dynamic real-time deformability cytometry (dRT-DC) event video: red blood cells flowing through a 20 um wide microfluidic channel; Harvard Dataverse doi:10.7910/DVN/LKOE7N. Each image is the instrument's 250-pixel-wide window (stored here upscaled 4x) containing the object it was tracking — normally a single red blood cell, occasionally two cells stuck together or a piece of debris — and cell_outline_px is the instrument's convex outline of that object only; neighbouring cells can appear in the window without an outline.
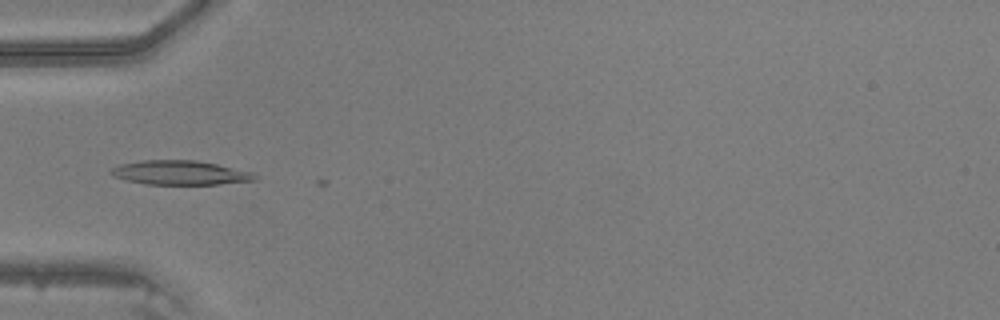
{"species": "common noctule bat (a hibernating species)", "species_latin": "Nyctalus noctula", "temperature_condition": "warm", "stored_images_in_passage": 8, "camera_frame_rate_fps": 3000, "um_per_image_px": 0.085, "animal": {"sex": "male", "body_mass_g": 20.5, "forearm_length_mm": 52.5}, "frame": {"image": 1, "passage_image": 7, "time_ms": 2.0, "image_size_px": [1000, 320], "cell_outline_px": [[256, 180], [220, 184], [144, 184], [112, 176], [108, 172], [112, 168], [120, 164], [140, 160], [196, 160], [216, 164], [252, 172], [256, 176]], "centroid_in_image_um": [15.27, 14.67], "position_along_channel_um": 69.7, "area_um2": 20.23}}